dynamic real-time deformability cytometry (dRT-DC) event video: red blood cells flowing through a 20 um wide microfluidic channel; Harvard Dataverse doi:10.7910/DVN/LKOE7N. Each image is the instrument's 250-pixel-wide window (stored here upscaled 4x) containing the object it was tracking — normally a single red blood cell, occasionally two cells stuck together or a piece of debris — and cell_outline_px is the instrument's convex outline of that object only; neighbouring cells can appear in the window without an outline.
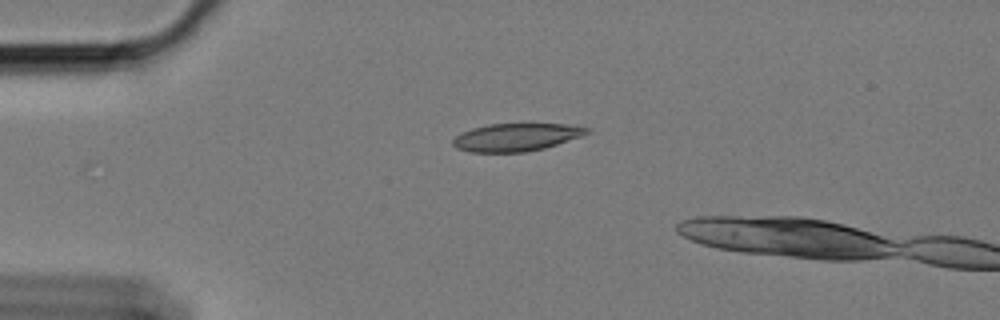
{"species": "Egyptian fruit bat (a non-hibernating species)", "species_latin": "Rousettus aegyptiacus", "temperature_condition": "cold", "stored_images_in_passage": 23, "camera_frame_rate_fps": 3000, "um_per_image_px": 0.085, "animal": {"sex": "female"}, "frame": {"image": 1, "passage_image": 1, "time_ms": 0.0, "image_size_px": [1000, 320], "cell_outline_px": [[592, 132], [544, 148], [524, 152], [468, 152], [456, 148], [452, 144], [452, 140], [460, 132], [472, 128], [488, 124], [564, 124], [588, 128]], "centroid_in_image_um": [43.81, 11.66], "position_along_channel_um": 41.2, "area_um2": 21.56}}
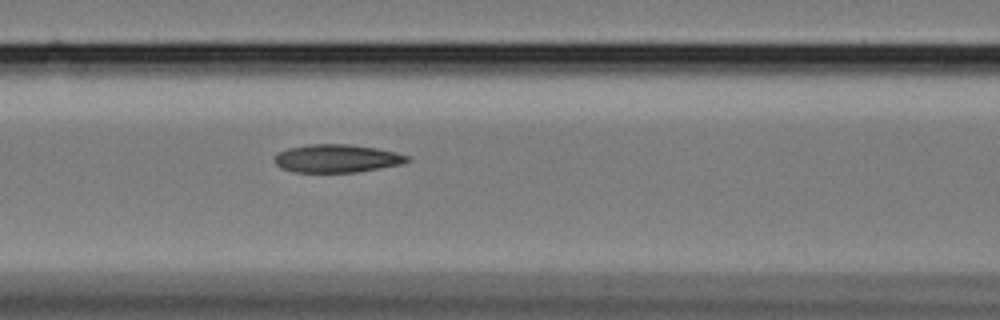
{"frame": {"image": 2, "passage_image": 12, "time_ms": 3.667, "image_size_px": [1000, 320], "cell_outline_px": [[412, 160], [400, 164], [380, 168], [356, 172], [296, 172], [280, 168], [272, 160], [280, 152], [288, 148], [308, 144], [348, 144], [376, 148], [396, 152], [412, 156]], "centroid_in_image_um": [28.66, 13.46], "position_along_channel_um": 137.9, "area_um2": 21.79}}
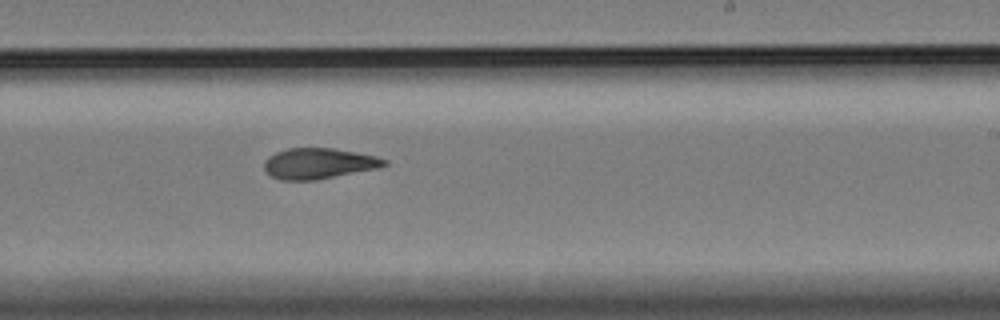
{"frame": {"image": 3, "passage_image": 23, "time_ms": 7.333, "image_size_px": [1000, 320], "cell_outline_px": [[388, 164], [380, 168], [316, 180], [280, 180], [272, 176], [264, 168], [264, 160], [268, 156], [276, 152], [288, 148], [336, 148], [376, 156], [388, 160]], "centroid_in_image_um": [27.12, 13.89], "position_along_channel_um": 261.9, "area_um2": 21.68}}